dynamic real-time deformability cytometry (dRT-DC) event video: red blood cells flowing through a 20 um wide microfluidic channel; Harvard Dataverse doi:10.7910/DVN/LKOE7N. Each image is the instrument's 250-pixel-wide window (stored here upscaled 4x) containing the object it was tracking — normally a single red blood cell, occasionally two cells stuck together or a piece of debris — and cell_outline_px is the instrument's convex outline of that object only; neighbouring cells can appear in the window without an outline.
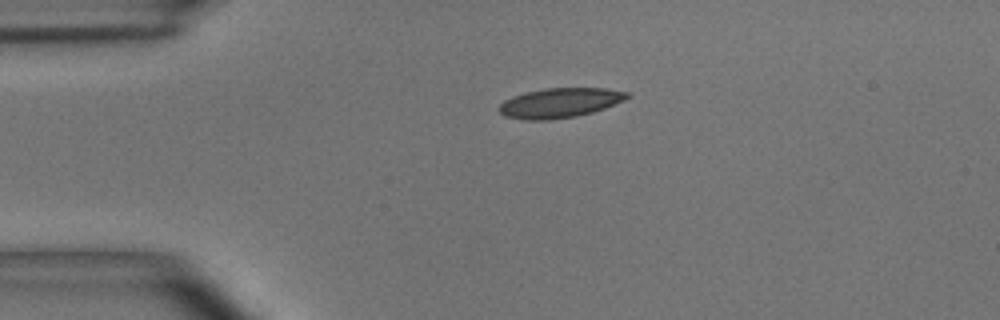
{"species": "common noctule bat (a hibernating species)", "species_latin": "Nyctalus noctula", "temperature_condition": "room temperature", "stored_images_in_passage": 43, "camera_frame_rate_fps": 3000, "um_per_image_px": 0.085, "animal": {"sex": "male", "body_mass_g": 15.6}, "frame": {"image": 1, "passage_image": 1, "time_ms": 0.0, "image_size_px": [1000, 320], "cell_outline_px": [[632, 96], [624, 100], [604, 108], [592, 112], [576, 116], [548, 120], [528, 120], [504, 116], [500, 112], [500, 104], [504, 100], [512, 96], [544, 88], [604, 88], [628, 92]], "centroid_in_image_um": [47.59, 8.74], "position_along_channel_um": 37.4, "area_um2": 22.02}}
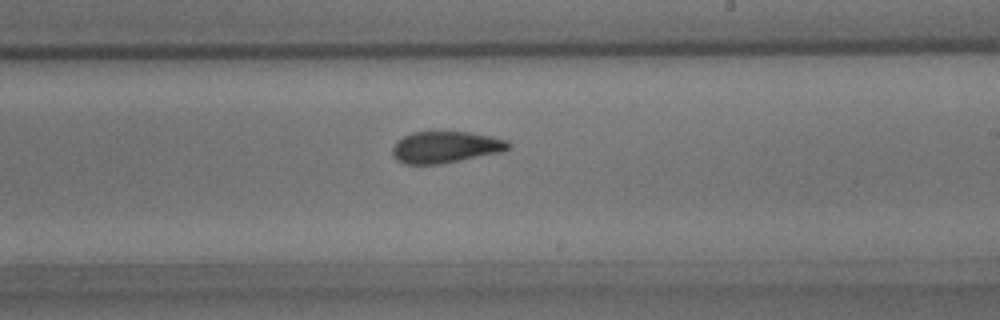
{"frame": {"image": 2, "passage_image": 21, "time_ms": 6.667, "image_size_px": [1000, 320], "cell_outline_px": [[512, 144], [508, 148], [500, 152], [440, 164], [404, 164], [396, 160], [392, 156], [392, 148], [404, 136], [412, 132], [468, 132], [492, 136], [508, 140]], "centroid_in_image_um": [37.87, 12.51], "position_along_channel_um": 251.1, "area_um2": 21.21}}
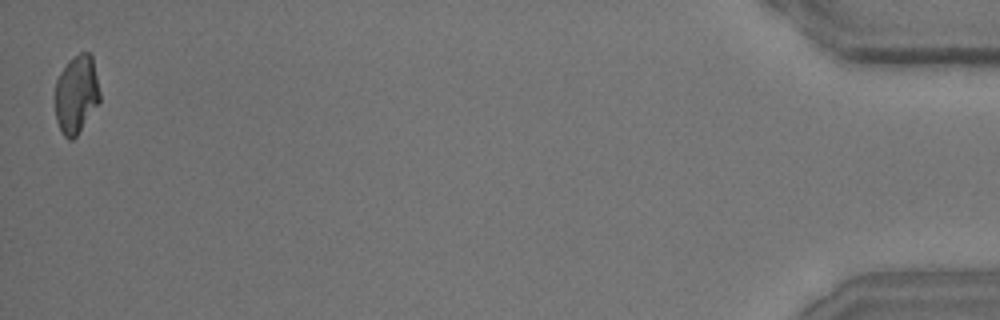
{"frame": {"image": 3, "passage_image": 43, "time_ms": 14.0, "image_size_px": [1000, 320], "cell_outline_px": [[100, 100], [76, 136], [72, 140], [68, 140], [64, 136], [56, 120], [56, 80], [60, 72], [68, 60], [80, 52], [88, 52], [92, 56], [100, 92]], "centroid_in_image_um": [6.49, 7.99], "position_along_channel_um": 428.7, "area_um2": 20.17}, "authors_computed_cell_mechanics": {"area_um2": 21.6172, "velocity_mm_per_s": 3.6557, "shape_relaxation_time_tau1_ms": 6.2683, "shape_relaxation_time_tau2_ms": 2.039, "deformation_change_tau1": 0.1715, "deformation_change_tau2": 0.0845}}